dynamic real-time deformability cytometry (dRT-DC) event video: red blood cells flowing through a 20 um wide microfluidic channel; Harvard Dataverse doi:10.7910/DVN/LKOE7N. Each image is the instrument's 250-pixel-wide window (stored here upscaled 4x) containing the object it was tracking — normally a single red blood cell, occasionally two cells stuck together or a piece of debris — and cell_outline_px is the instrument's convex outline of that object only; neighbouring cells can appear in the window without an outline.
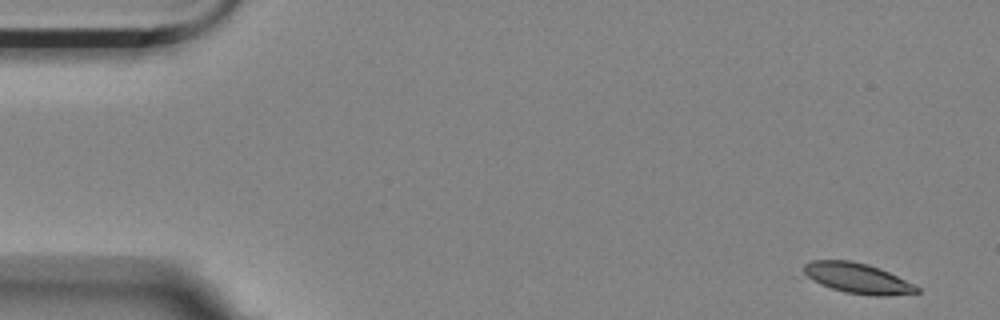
{"species": "Egyptian fruit bat (a non-hibernating species)", "species_latin": "Rousettus aegyptiacus", "temperature_condition": "room temperature", "stored_images_in_passage": 7, "camera_frame_rate_fps": 3000, "um_per_image_px": 0.085, "animal": {"sex": "female"}, "frame": {"image": 1, "passage_image": 1, "time_ms": 0.0, "image_size_px": [1000, 320], "cell_outline_px": [[920, 292], [888, 296], [872, 296], [844, 292], [820, 284], [804, 276], [800, 272], [804, 264], [812, 260], [852, 260], [868, 264], [880, 268], [920, 288]], "centroid_in_image_um": [72.82, 23.64], "position_along_channel_um": 12.2, "area_um2": 20.17}}
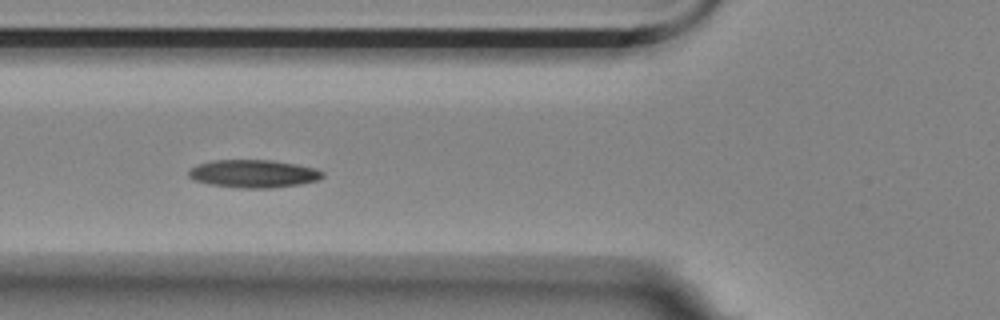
{"frame": {"image": 2, "passage_image": 6, "time_ms": 1.667, "image_size_px": [1000, 320], "cell_outline_px": [[324, 176], [316, 180], [300, 184], [272, 188], [240, 188], [208, 184], [196, 180], [188, 176], [188, 172], [196, 164], [212, 160], [272, 160], [296, 164], [316, 168], [324, 172]], "centroid_in_image_um": [21.55, 14.76], "position_along_channel_um": 104.3, "area_um2": 21.79}}
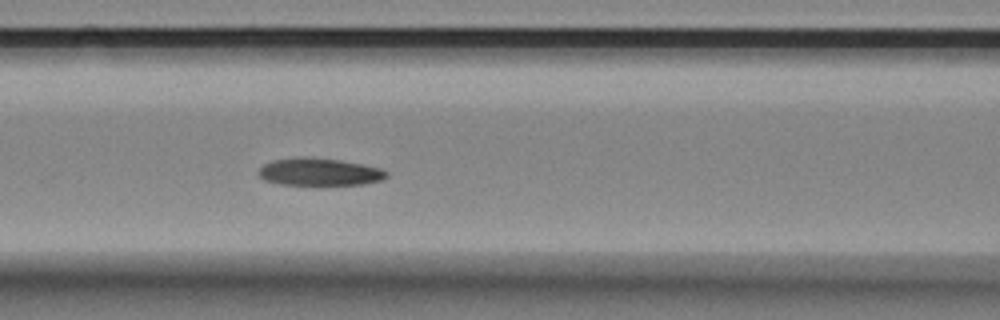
{"frame": {"image": 3, "passage_image": 7, "time_ms": 2.0, "image_size_px": [1000, 320], "cell_outline_px": [[388, 176], [380, 180], [364, 184], [320, 188], [280, 184], [264, 180], [256, 172], [264, 164], [272, 160], [300, 156], [304, 156], [340, 160], [380, 168], [388, 172]], "centroid_in_image_um": [27.12, 14.66], "position_along_channel_um": 139.5, "area_um2": 21.56}}